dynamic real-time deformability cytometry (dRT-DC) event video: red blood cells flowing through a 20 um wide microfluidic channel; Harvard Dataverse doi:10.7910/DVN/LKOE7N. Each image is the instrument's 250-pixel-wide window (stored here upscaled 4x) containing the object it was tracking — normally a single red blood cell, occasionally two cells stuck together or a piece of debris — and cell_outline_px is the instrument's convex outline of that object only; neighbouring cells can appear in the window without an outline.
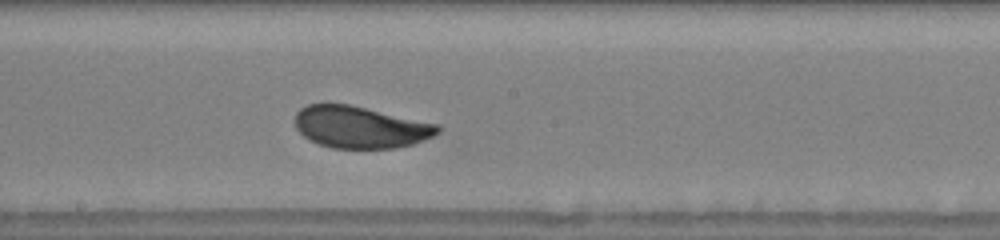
{"species": "human", "species_latin": "Homo sapiens", "temperature_condition": "warm", "stored_images_in_passage": 40, "camera_frame_rate_fps": 3000, "um_per_image_px": 0.085, "donor": {"sex": "male"}, "frame": {"image": 1, "passage_image": 18, "time_ms": 5.667, "image_size_px": [1000, 240], "cell_outline_px": [[440, 132], [432, 136], [412, 144], [396, 148], [332, 148], [320, 144], [304, 136], [296, 128], [296, 112], [300, 108], [308, 104], [348, 104], [440, 124]], "centroid_in_image_um": [30.64, 10.8], "position_along_channel_um": 217.6, "area_um2": 34.62}}